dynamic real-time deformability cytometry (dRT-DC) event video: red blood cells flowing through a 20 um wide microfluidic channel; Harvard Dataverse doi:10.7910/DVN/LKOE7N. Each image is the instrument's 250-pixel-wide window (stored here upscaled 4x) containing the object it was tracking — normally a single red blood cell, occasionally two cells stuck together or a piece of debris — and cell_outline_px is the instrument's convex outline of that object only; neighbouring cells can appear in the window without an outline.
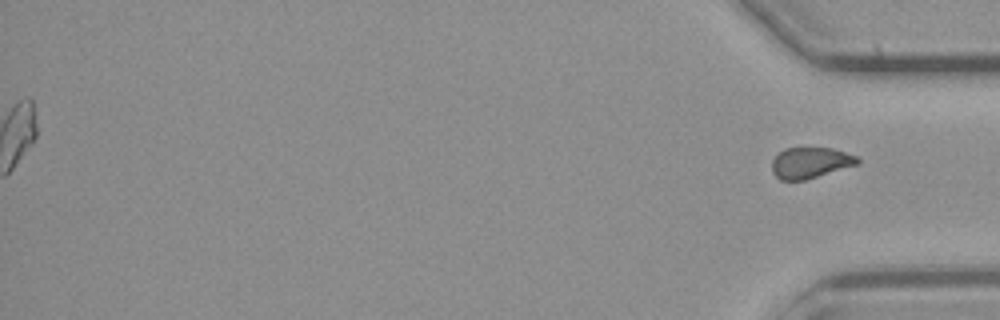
{"species": "common noctule bat (a hibernating species)", "species_latin": "Nyctalus noctula", "temperature_condition": "cold", "stored_images_in_passage": 48, "segment_of_instrument_passage": [2, 2], "camera_frame_rate_fps": 3000, "um_per_image_px": 0.085, "animal": {"sex": "male", "body_mass_g": 23.1, "forearm_length_mm": 52.7}, "frame": {"image": 1, "passage_image": 48, "time_ms": 15.667, "image_size_px": [1000, 320], "cell_outline_px": [[860, 160], [856, 164], [804, 180], [780, 180], [772, 172], [772, 160], [784, 148], [832, 148], [856, 156]], "centroid_in_image_um": [68.83, 13.83], "position_along_channel_um": 366.4, "area_um2": 15.09}}